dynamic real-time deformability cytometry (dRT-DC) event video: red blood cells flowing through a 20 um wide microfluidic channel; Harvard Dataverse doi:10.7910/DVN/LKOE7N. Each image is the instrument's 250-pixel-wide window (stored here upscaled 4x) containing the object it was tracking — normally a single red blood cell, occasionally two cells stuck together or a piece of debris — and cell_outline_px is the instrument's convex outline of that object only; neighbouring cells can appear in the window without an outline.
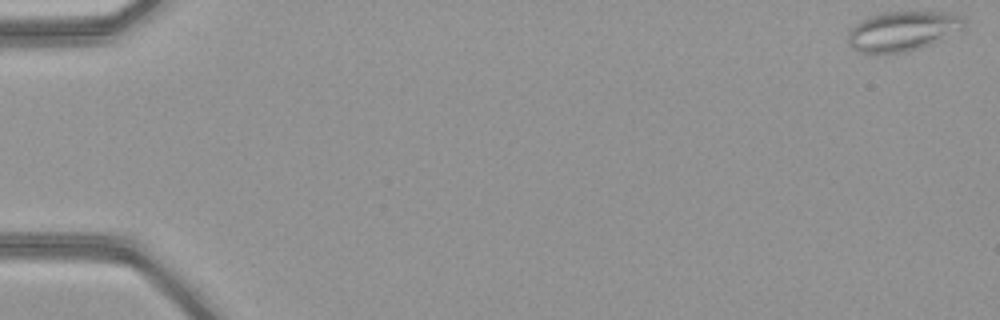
{"species": "common noctule bat (a hibernating species)", "species_latin": "Nyctalus noctula", "temperature_condition": "warm", "stored_images_in_passage": 51, "camera_frame_rate_fps": 3000, "um_per_image_px": 0.085, "animal": {"sex": "female", "body_mass_g": 21.9}, "frame": {"image": 1, "passage_image": 1, "time_ms": 0.0, "image_size_px": [1000, 320], "cell_outline_px": [[964, 32], [920, 48], [904, 52], [860, 52], [852, 48], [848, 44], [848, 32], [860, 20], [868, 16], [880, 12], [960, 12], [964, 20]], "centroid_in_image_um": [76.81, 2.62], "position_along_channel_um": 8.2, "area_um2": 27.34}}
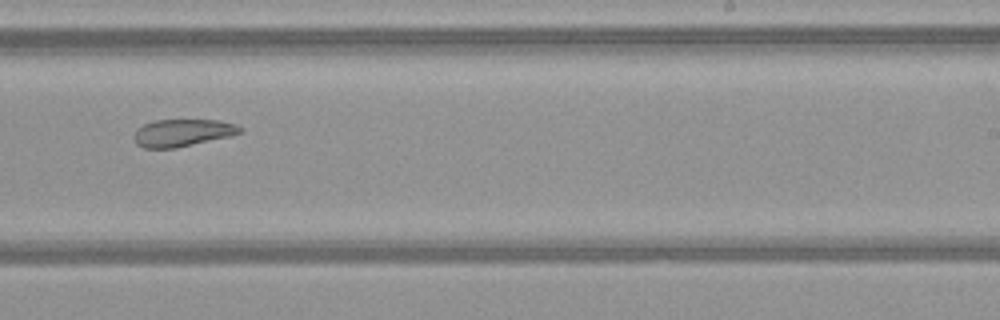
{"frame": {"image": 2, "passage_image": 33, "time_ms": 10.667, "image_size_px": [1000, 320], "cell_outline_px": [[244, 128], [240, 132], [232, 136], [176, 148], [144, 148], [136, 144], [132, 136], [136, 128], [144, 124], [156, 120], [216, 120], [236, 124]], "centroid_in_image_um": [15.49, 11.29], "position_along_channel_um": 273.5, "area_um2": 17.05}}
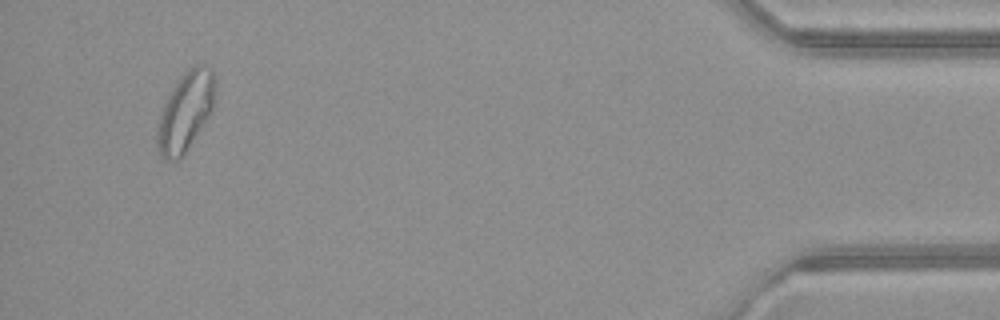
{"frame": {"image": 3, "passage_image": 49, "time_ms": 16.0, "image_size_px": [1000, 320], "cell_outline_px": [[216, 100], [212, 112], [180, 160], [164, 160], [160, 156], [156, 144], [156, 132], [160, 116], [164, 104], [172, 88], [184, 72], [192, 64], [204, 64], [212, 68], [216, 72]], "centroid_in_image_um": [15.81, 9.44], "position_along_channel_um": 419.4, "area_um2": 27.34}, "authors_computed_cell_mechanics": {"area_um2": 23.8714, "velocity_mm_per_s": 4.0805, "shape_relaxation_time_tau1_ms": null, "shape_relaxation_time_tau2_ms": 6.2417, "deformation_change_tau1": null, "deformation_change_tau2": 0.1461}}